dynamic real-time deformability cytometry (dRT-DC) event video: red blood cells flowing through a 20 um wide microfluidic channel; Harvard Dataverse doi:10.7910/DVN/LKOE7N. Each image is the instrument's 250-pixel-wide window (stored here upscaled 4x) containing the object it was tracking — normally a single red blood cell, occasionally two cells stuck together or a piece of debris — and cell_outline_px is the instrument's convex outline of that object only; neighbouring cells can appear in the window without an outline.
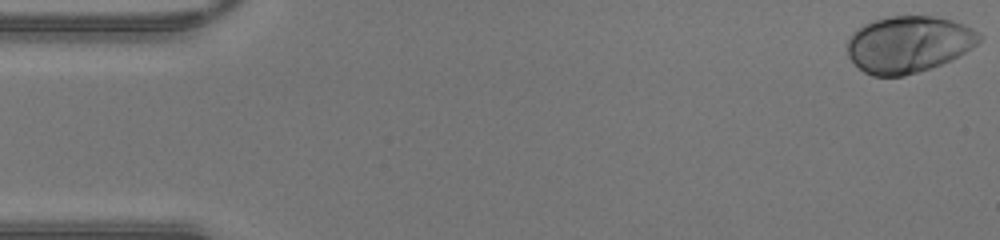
{"species": "human", "species_latin": "Homo sapiens", "temperature_condition": "warm", "stored_images_in_passage": 45, "camera_frame_rate_fps": 3000, "um_per_image_px": 0.085, "donor": {"sex": "male"}, "frame": {"image": 1, "passage_image": 1, "time_ms": 0.0, "image_size_px": [1000, 240], "cell_outline_px": [[984, 36], [972, 48], [940, 64], [904, 76], [872, 76], [864, 72], [848, 56], [848, 40], [852, 32], [864, 24], [888, 16], [932, 16], [952, 20], [964, 24], [980, 32]], "centroid_in_image_um": [77.23, 3.75], "position_along_channel_um": 7.8, "area_um2": 43.29}}
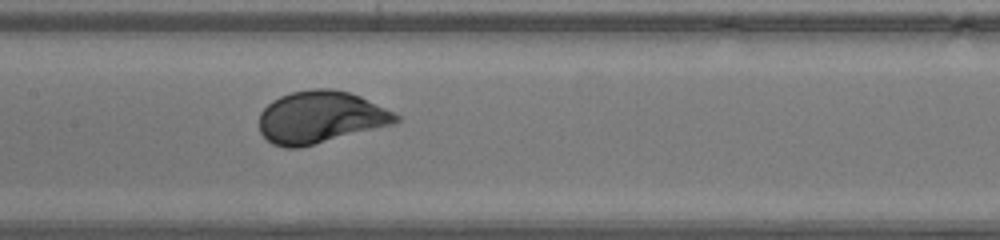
{"frame": {"image": 2, "passage_image": 22, "time_ms": 7.0, "image_size_px": [1000, 240], "cell_outline_px": [[400, 120], [396, 124], [300, 148], [284, 148], [272, 144], [260, 132], [260, 112], [272, 100], [280, 96], [292, 92], [316, 88], [332, 88], [348, 92], [360, 96], [396, 112], [400, 116]], "centroid_in_image_um": [27.28, 9.97], "position_along_channel_um": 180.1, "area_um2": 41.91}}
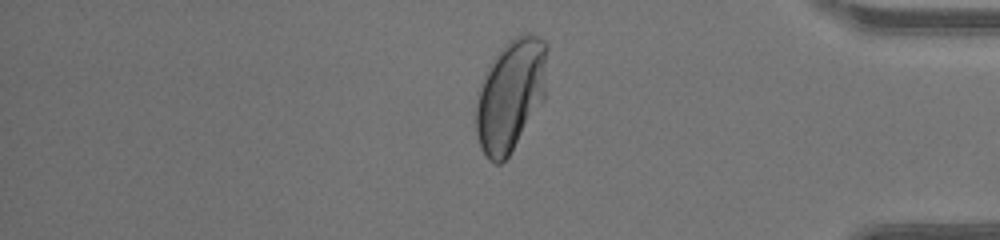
{"frame": {"image": 3, "passage_image": 38, "time_ms": 12.333, "image_size_px": [1000, 240], "cell_outline_px": [[548, 48], [544, 100], [508, 156], [500, 164], [496, 164], [488, 160], [480, 148], [476, 132], [476, 104], [480, 84], [484, 72], [488, 64], [500, 48], [508, 40], [524, 32], [532, 32], [540, 36], [548, 44]], "centroid_in_image_um": [43.4, 8.02], "position_along_channel_um": 391.8, "area_um2": 47.11}}